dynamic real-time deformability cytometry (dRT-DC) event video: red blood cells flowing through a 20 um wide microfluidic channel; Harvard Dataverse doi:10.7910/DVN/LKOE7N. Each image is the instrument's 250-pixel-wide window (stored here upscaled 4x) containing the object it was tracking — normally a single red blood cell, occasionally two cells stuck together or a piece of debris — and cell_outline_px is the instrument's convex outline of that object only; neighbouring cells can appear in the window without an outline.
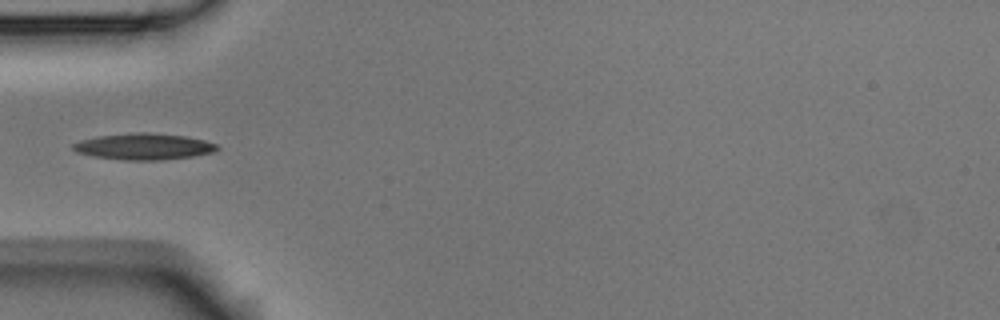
{"species": "Egyptian fruit bat (a non-hibernating species)", "species_latin": "Rousettus aegyptiacus", "temperature_condition": "room temperature", "stored_images_in_passage": 37, "camera_frame_rate_fps": 3000, "um_per_image_px": 0.085, "animal": {"sex": "male"}, "frame": {"image": 1, "passage_image": 1, "time_ms": 0.0, "image_size_px": [1000, 320], "cell_outline_px": [[220, 148], [212, 152], [192, 156], [160, 160], [124, 160], [92, 156], [76, 152], [72, 148], [72, 144], [80, 140], [100, 136], [136, 132], [148, 132], [184, 136], [204, 140], [216, 144]], "centroid_in_image_um": [12.2, 12.45], "position_along_channel_um": 72.8, "area_um2": 21.96}}
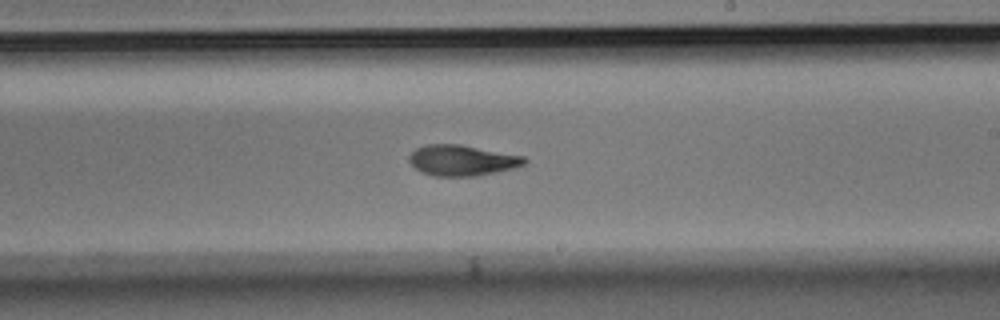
{"frame": {"image": 2, "passage_image": 15, "time_ms": 4.667, "image_size_px": [1000, 320], "cell_outline_px": [[528, 160], [524, 164], [516, 168], [476, 176], [432, 176], [416, 168], [408, 160], [408, 156], [416, 148], [428, 144], [460, 144], [524, 156]], "centroid_in_image_um": [39.29, 13.63], "position_along_channel_um": 249.7, "area_um2": 20.63}}
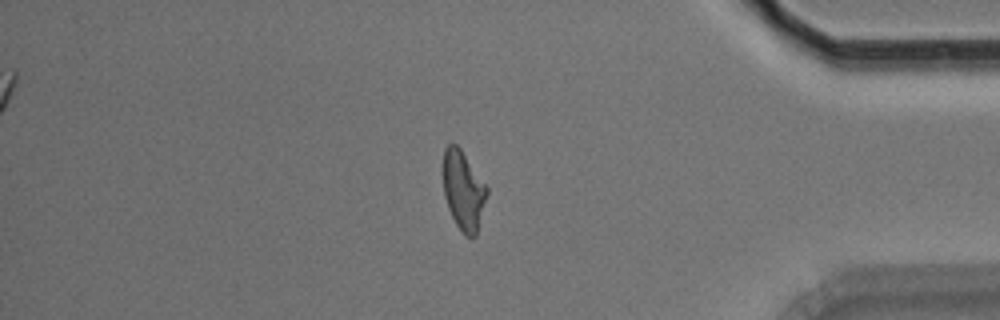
{"frame": {"image": 3, "passage_image": 29, "time_ms": 9.333, "image_size_px": [1000, 320], "cell_outline_px": [[488, 192], [476, 236], [472, 240], [464, 236], [456, 224], [448, 208], [444, 196], [444, 148], [452, 140], [460, 148], [488, 188]], "centroid_in_image_um": [39.39, 16.22], "position_along_channel_um": 395.8, "area_um2": 20.17}}